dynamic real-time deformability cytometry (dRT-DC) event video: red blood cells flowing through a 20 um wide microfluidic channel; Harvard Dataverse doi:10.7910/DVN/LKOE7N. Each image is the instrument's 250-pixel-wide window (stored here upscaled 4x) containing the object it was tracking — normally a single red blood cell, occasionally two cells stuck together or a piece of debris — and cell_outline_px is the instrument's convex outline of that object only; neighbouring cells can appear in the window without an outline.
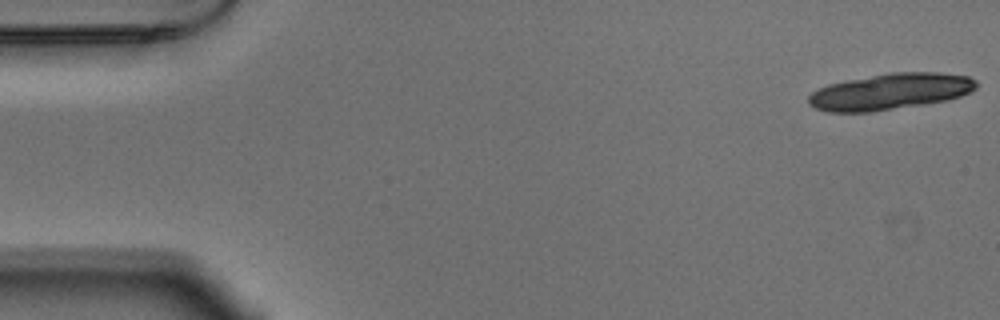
{"species": "Egyptian fruit bat (a non-hibernating species)", "species_latin": "Rousettus aegyptiacus", "temperature_condition": "warm", "stored_images_in_passage": 18, "camera_frame_rate_fps": 3000, "um_per_image_px": 0.085, "animal": {"sex": "male"}, "frame": {"image": 1, "passage_image": 1, "time_ms": 0.0, "image_size_px": [1000, 320], "cell_outline_px": [[976, 88], [960, 96], [948, 100], [924, 104], [872, 112], [824, 112], [808, 104], [808, 96], [812, 92], [828, 84], [888, 72], [940, 72], [968, 76], [976, 80]], "centroid_in_image_um": [75.65, 7.78], "position_along_channel_um": 9.3, "area_um2": 35.49}}